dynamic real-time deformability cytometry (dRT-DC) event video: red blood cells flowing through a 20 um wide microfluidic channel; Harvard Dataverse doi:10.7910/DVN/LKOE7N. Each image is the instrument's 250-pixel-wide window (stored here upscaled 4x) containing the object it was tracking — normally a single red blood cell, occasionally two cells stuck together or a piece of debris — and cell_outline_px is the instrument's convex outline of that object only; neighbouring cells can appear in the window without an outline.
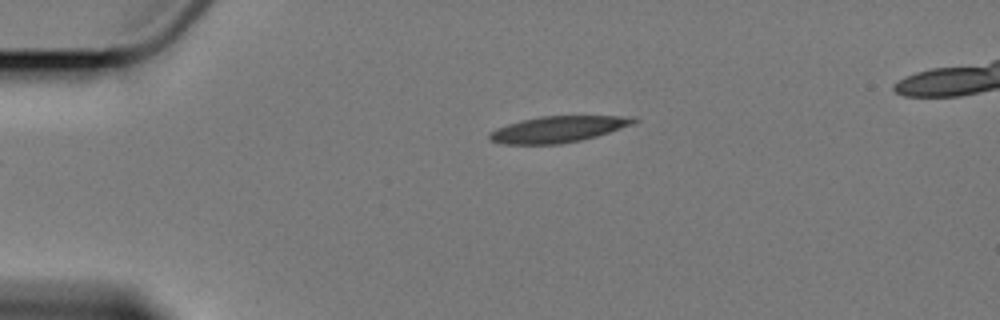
{"species": "Egyptian fruit bat (a non-hibernating species)", "species_latin": "Rousettus aegyptiacus", "temperature_condition": "cold", "stored_images_in_passage": 2, "camera_frame_rate_fps": 3000, "um_per_image_px": 0.085, "animal": {"sex": "female"}, "frame": {"image": 1, "passage_image": 2, "time_ms": 1.333, "image_size_px": [1000, 320], "cell_outline_px": [[640, 120], [636, 124], [596, 136], [580, 140], [560, 144], [500, 144], [492, 140], [488, 136], [488, 132], [496, 128], [520, 120], [540, 116], [636, 116]], "centroid_in_image_um": [47.47, 10.98], "position_along_channel_um": 37.5, "area_um2": 22.25}}